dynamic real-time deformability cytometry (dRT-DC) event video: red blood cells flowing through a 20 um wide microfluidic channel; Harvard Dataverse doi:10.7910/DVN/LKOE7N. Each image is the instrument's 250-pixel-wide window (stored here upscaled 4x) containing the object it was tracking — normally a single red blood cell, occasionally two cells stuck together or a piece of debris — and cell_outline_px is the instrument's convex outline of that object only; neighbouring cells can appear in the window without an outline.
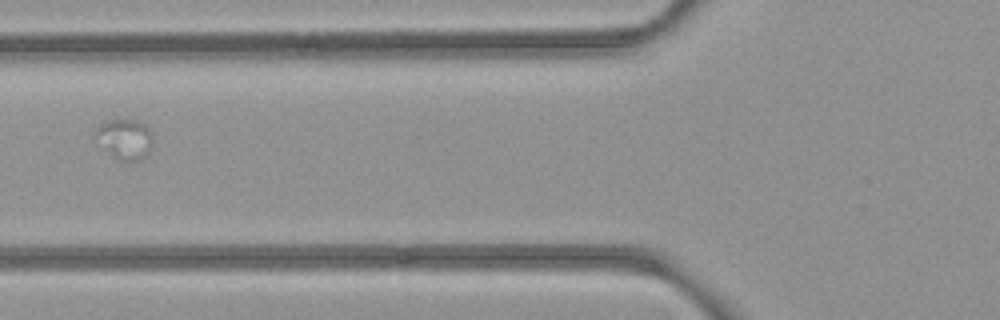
{"species": "common noctule bat (a hibernating species)", "species_latin": "Nyctalus noctula", "temperature_condition": "room temperature", "stored_images_in_passage": 5, "camera_frame_rate_fps": 3000, "um_per_image_px": 0.085, "animal": {"sex": "female", "body_mass_g": 21.9}, "frame": {"image": 1, "passage_image": 2, "time_ms": 0.333, "image_size_px": [1000, 320], "cell_outline_px": [[152, 136], [148, 152], [144, 156], [136, 160], [124, 160], [112, 156], [92, 136], [96, 128], [100, 124], [108, 120], [136, 120], [144, 124], [152, 132]], "centroid_in_image_um": [10.55, 11.78], "position_along_channel_um": 115.2, "area_um2": 13.18}}
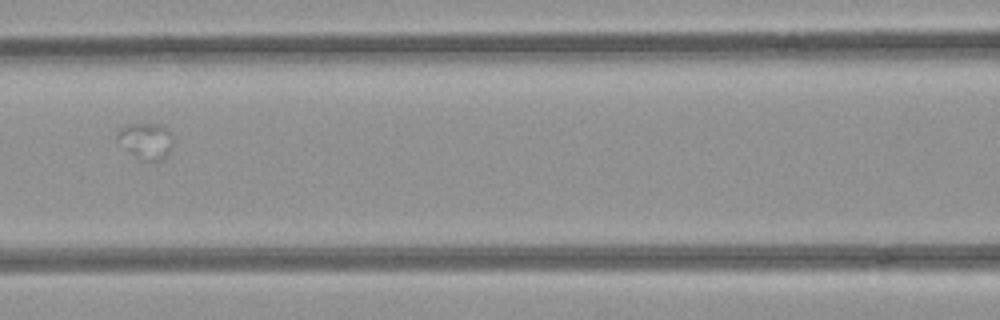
{"frame": {"image": 2, "passage_image": 3, "time_ms": 0.667, "image_size_px": [1000, 320], "cell_outline_px": [[172, 140], [168, 156], [160, 160], [140, 160], [116, 136], [116, 132], [120, 128], [128, 124], [164, 124], [172, 132]], "centroid_in_image_um": [12.47, 11.93], "position_along_channel_um": 154.1, "area_um2": 11.5}}